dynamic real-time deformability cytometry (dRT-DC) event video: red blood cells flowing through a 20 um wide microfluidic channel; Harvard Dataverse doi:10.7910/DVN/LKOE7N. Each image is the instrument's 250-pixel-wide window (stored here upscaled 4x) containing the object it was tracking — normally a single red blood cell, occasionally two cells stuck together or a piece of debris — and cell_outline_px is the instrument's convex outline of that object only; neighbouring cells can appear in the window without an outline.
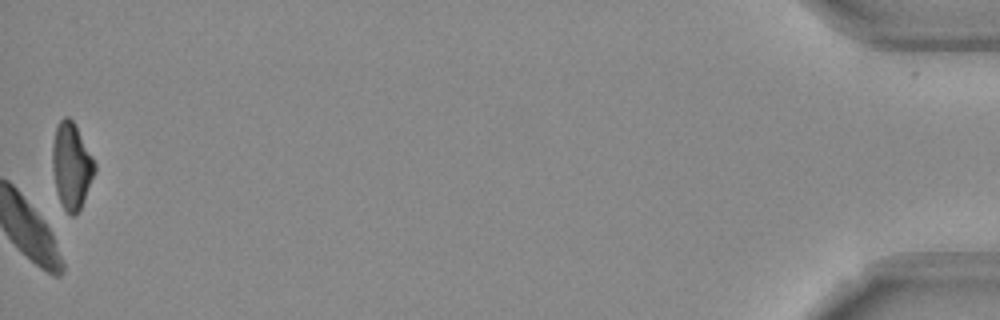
{"species": "Egyptian fruit bat (a non-hibernating species)", "species_latin": "Rousettus aegyptiacus", "temperature_condition": "room temperature", "stored_images_in_passage": 55, "camera_frame_rate_fps": 3000, "um_per_image_px": 0.085, "frame": {"image": 1, "passage_image": 54, "time_ms": 17.667, "image_size_px": [1000, 320], "cell_outline_px": [[96, 172], [80, 208], [76, 216], [72, 216], [64, 208], [56, 192], [52, 168], [52, 144], [56, 124], [64, 116], [68, 116], [72, 120], [92, 156], [96, 164]], "centroid_in_image_um": [6.06, 14.09], "position_along_channel_um": 429.1, "area_um2": 21.21}, "authors_computed_cell_mechanics": {"area_um2": 26.3568, "velocity_mm_per_s": 3.6871, "shape_relaxation_time_tau1_ms": 7.2948, "shape_relaxation_time_tau2_ms": null, "deformation_change_tau1": 0.1741, "deformation_change_tau2": null}}